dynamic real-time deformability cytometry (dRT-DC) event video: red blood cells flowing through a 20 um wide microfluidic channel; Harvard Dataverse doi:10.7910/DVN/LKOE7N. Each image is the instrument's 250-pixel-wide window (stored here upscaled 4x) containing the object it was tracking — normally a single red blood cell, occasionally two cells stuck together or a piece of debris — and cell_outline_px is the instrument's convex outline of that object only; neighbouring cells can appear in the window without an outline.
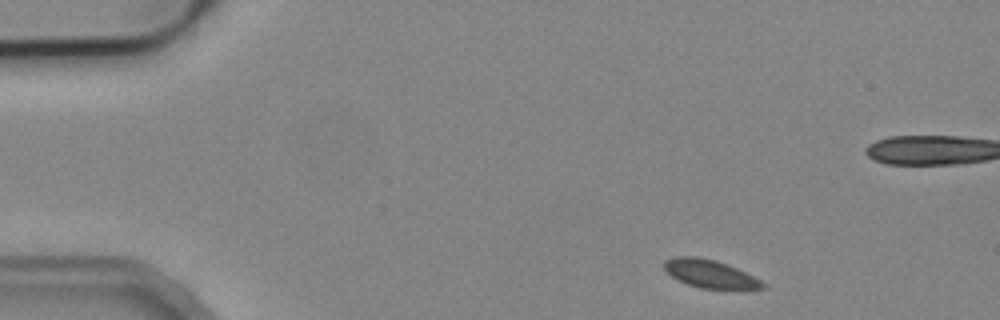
{"species": "common noctule bat (a hibernating species)", "species_latin": "Nyctalus noctula", "temperature_condition": "cold", "stored_images_in_passage": 9, "camera_frame_rate_fps": 3000, "um_per_image_px": 0.085, "animal": {"sex": "male", "body_mass_g": 19.2, "forearm_length_mm": 51.8}, "frame": {"image": 1, "passage_image": 1, "time_ms": 0.0, "image_size_px": [1000, 320], "cell_outline_px": [[764, 288], [700, 288], [688, 284], [672, 276], [664, 268], [664, 260], [676, 256], [696, 256], [712, 260], [736, 268], [760, 280], [764, 284]], "centroid_in_image_um": [60.28, 23.26], "position_along_channel_um": 24.7, "area_um2": 15.43}}
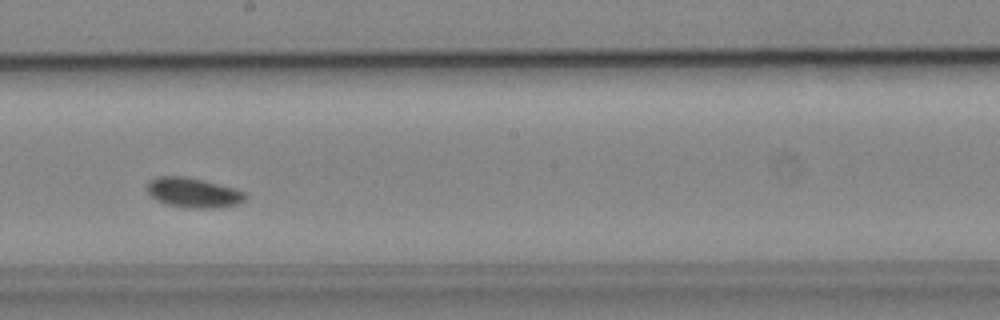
{"frame": {"image": 2, "passage_image": 7, "time_ms": 7.667, "image_size_px": [1000, 320], "cell_outline_px": [[248, 196], [240, 204], [216, 208], [188, 208], [168, 204], [156, 200], [148, 192], [148, 180], [156, 176], [184, 176], [204, 180], [232, 188], [244, 192]], "centroid_in_image_um": [16.43, 16.38], "position_along_channel_um": 231.8, "area_um2": 17.05}}
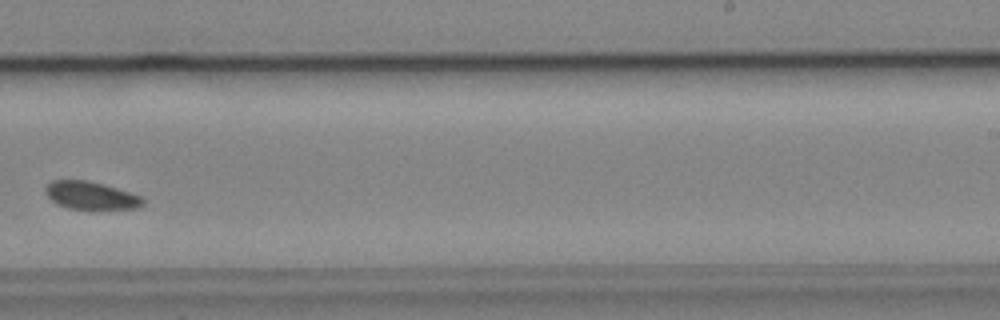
{"frame": {"image": 3, "passage_image": 8, "time_ms": 9.0, "image_size_px": [1000, 320], "cell_outline_px": [[144, 204], [136, 208], [92, 212], [68, 208], [56, 204], [48, 196], [44, 188], [52, 180], [88, 180], [116, 188], [140, 196], [144, 200]], "centroid_in_image_um": [7.73, 16.67], "position_along_channel_um": 281.3, "area_um2": 16.36}}